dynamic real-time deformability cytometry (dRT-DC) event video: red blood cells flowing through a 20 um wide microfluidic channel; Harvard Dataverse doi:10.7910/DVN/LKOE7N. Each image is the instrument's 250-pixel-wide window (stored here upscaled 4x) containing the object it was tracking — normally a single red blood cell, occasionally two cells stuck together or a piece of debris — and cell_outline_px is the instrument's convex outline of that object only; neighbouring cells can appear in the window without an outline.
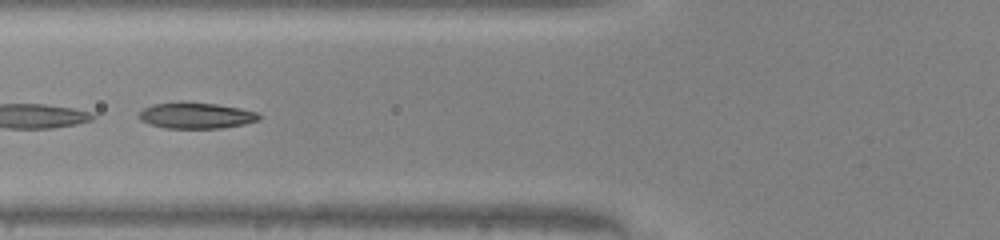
{"species": "common noctule bat (a hibernating species)", "species_latin": "Nyctalus noctula", "temperature_condition": "warm", "stored_images_in_passage": 34, "camera_frame_rate_fps": 3000, "um_per_image_px": 0.085, "animal": {"sex": "male", "body_mass_g": 20.0, "forearm_length_mm": 53.3}, "frame": {"image": 1, "passage_image": 6, "time_ms": 1.667, "image_size_px": [1000, 240], "cell_outline_px": [[260, 120], [244, 124], [220, 128], [164, 128], [148, 124], [140, 120], [136, 116], [144, 108], [152, 104], [216, 104], [240, 108], [256, 112], [260, 116]], "centroid_in_image_um": [16.66, 9.86], "position_along_channel_um": 109.1, "area_um2": 17.69}}
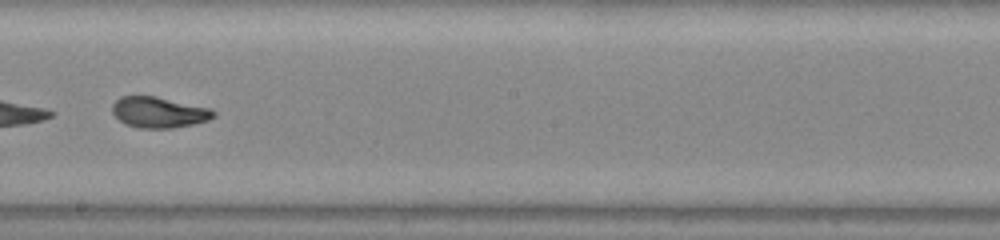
{"frame": {"image": 2, "passage_image": 15, "time_ms": 4.667, "image_size_px": [1000, 240], "cell_outline_px": [[216, 116], [208, 120], [192, 124], [172, 128], [140, 128], [124, 124], [112, 112], [112, 104], [120, 96], [156, 96], [212, 108], [216, 112]], "centroid_in_image_um": [13.52, 9.54], "position_along_channel_um": 234.7, "area_um2": 18.32}, "authors_computed_cell_mechanics": {"area_um2": 16.9354, "velocity_mm_per_s": 4.2098, "shape_relaxation_time_tau1_ms": 4.1519, "shape_relaxation_time_tau2_ms": 1.4437, "deformation_change_tau1": 0.1821, "deformation_change_tau2": 0.0677}}